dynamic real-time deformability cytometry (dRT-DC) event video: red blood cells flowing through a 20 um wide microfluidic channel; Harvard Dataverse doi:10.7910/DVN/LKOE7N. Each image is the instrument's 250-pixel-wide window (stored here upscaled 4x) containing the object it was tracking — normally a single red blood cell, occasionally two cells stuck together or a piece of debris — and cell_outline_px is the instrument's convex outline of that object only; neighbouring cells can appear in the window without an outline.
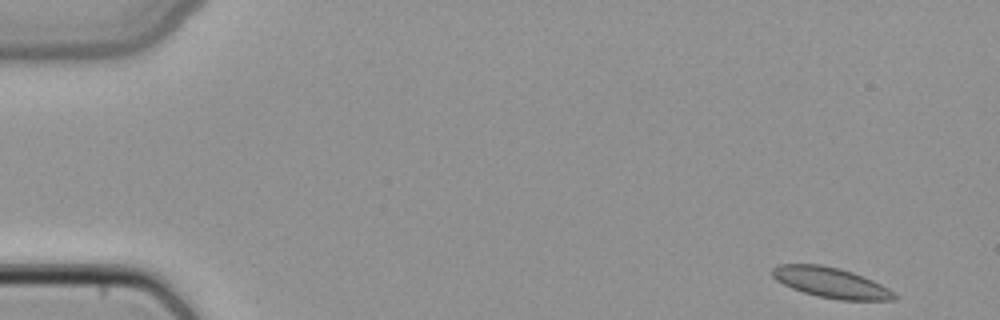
{"species": "common noctule bat (a hibernating species)", "species_latin": "Nyctalus noctula", "temperature_condition": "cold", "stored_images_in_passage": 4, "camera_frame_rate_fps": 3000, "um_per_image_px": 0.085, "animal": {"sex": "female", "body_mass_g": 22.7, "forearm_length_mm": 54.2}, "frame": {"image": 1, "passage_image": 1, "time_ms": 0.0, "image_size_px": [1000, 320], "cell_outline_px": [[900, 296], [896, 300], [840, 300], [816, 296], [792, 288], [776, 280], [772, 276], [772, 268], [776, 264], [820, 264], [840, 268], [864, 276], [888, 288]], "centroid_in_image_um": [70.64, 24.02], "position_along_channel_um": 14.4, "area_um2": 21.73}}
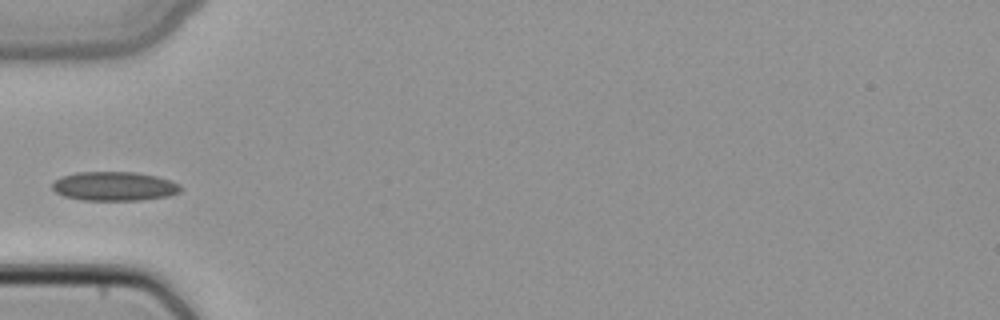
{"frame": {"image": 2, "passage_image": 4, "time_ms": 1.0, "image_size_px": [1000, 320], "cell_outline_px": [[180, 192], [168, 196], [140, 200], [80, 200], [64, 196], [56, 192], [52, 188], [52, 184], [60, 176], [76, 172], [136, 172], [156, 176], [180, 184]], "centroid_in_image_um": [9.69, 15.83], "position_along_channel_um": 75.3, "area_um2": 21.73}}